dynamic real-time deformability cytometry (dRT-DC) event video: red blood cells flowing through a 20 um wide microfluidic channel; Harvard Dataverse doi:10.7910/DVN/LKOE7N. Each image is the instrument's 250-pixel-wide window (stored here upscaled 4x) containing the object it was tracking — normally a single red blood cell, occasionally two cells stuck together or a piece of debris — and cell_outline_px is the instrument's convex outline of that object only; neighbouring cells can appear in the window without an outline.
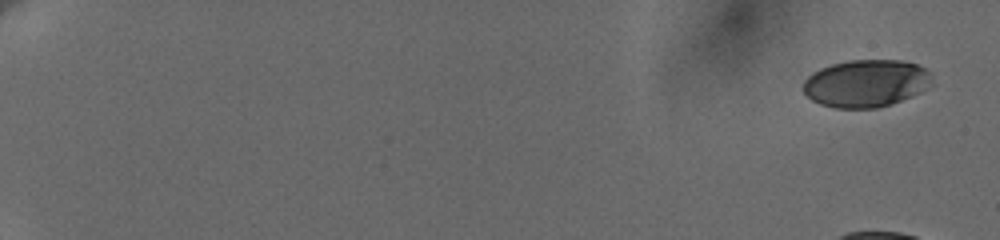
{"species": "human", "species_latin": "Homo sapiens", "temperature_condition": "cold", "stored_images_in_passage": 7, "camera_frame_rate_fps": 3000, "um_per_image_px": 0.085, "donor": {"sex": "female"}, "frame": {"image": 1, "passage_image": 1, "time_ms": 0.0, "image_size_px": [1000, 240], "cell_outline_px": [[932, 84], [928, 88], [920, 92], [892, 104], [876, 108], [832, 108], [820, 104], [812, 100], [804, 92], [804, 80], [812, 72], [820, 68], [832, 64], [848, 60], [900, 60], [916, 64], [924, 68], [928, 72], [932, 80]], "centroid_in_image_um": [73.6, 7.09], "position_along_channel_um": 11.4, "area_um2": 35.66}}